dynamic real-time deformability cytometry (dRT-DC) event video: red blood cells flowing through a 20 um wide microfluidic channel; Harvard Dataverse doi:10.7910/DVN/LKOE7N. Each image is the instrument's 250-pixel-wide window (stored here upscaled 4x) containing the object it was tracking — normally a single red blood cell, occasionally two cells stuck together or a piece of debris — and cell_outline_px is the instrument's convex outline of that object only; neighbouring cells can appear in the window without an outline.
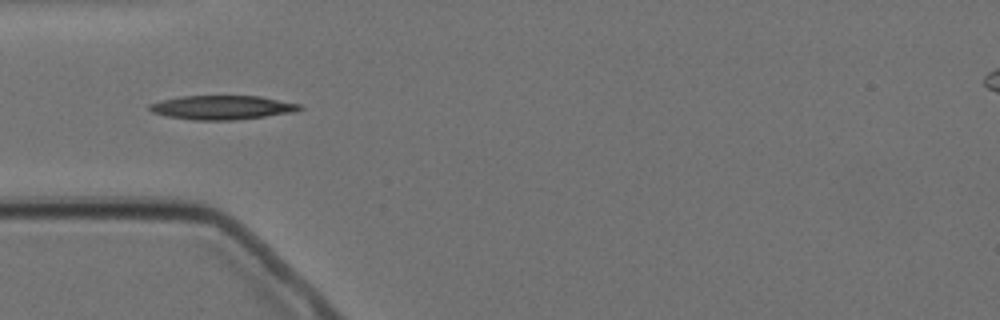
{"species": "Egyptian fruit bat (a non-hibernating species)", "species_latin": "Rousettus aegyptiacus", "temperature_condition": "cold", "stored_images_in_passage": 4, "camera_frame_rate_fps": 3000, "um_per_image_px": 0.085, "animal": {"sex": "female"}, "frame": {"image": 1, "passage_image": 4, "time_ms": 3.667, "image_size_px": [1000, 320], "cell_outline_px": [[304, 108], [296, 112], [236, 120], [192, 120], [168, 116], [152, 112], [148, 108], [148, 104], [160, 100], [180, 96], [260, 96], [300, 104]], "centroid_in_image_um": [18.88, 9.13], "position_along_channel_um": 66.1, "area_um2": 21.15}}